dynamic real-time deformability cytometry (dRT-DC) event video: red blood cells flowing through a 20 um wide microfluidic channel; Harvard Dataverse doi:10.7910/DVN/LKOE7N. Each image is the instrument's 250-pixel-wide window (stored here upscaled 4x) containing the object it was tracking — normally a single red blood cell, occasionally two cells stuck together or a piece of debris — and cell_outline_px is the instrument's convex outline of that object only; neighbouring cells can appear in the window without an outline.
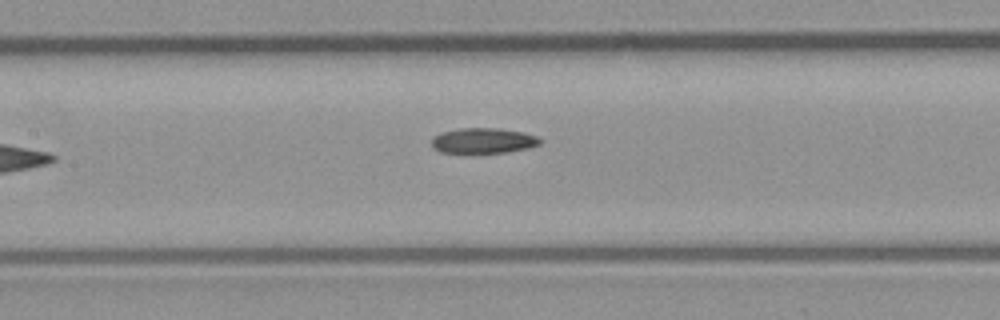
{"species": "common noctule bat (a hibernating species)", "species_latin": "Nyctalus noctula", "temperature_condition": "room temperature", "stored_images_in_passage": 7, "camera_frame_rate_fps": 3000, "um_per_image_px": 0.085, "animal": {"sex": "male", "body_mass_g": 23.1, "forearm_length_mm": 52.7}, "frame": {"image": 1, "passage_image": 7, "time_ms": 8.0, "image_size_px": [1000, 320], "cell_outline_px": [[540, 144], [528, 148], [508, 152], [440, 152], [432, 148], [432, 140], [440, 132], [460, 128], [500, 128], [524, 132], [536, 136], [540, 140]], "centroid_in_image_um": [41.08, 11.94], "position_along_channel_um": 166.3, "area_um2": 15.9}}